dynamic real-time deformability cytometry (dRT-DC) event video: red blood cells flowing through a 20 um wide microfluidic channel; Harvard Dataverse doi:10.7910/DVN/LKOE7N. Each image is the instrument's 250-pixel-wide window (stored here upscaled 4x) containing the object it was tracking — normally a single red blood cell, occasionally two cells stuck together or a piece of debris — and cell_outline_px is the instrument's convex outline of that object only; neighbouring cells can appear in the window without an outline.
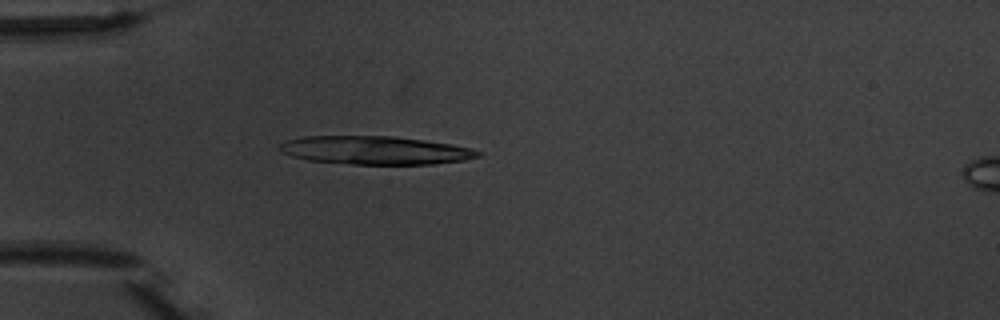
{"species": "common noctule bat (a hibernating species)", "species_latin": "Nyctalus noctula", "temperature_condition": "warm", "stored_images_in_passage": 3, "camera_frame_rate_fps": 3000, "um_per_image_px": 0.085, "animal": {"sex": "male", "body_mass_g": 20.1, "forearm_length_mm": 53.5}, "frame": {"image": 1, "passage_image": 3, "time_ms": 3.0, "image_size_px": [1000, 320], "cell_outline_px": [[480, 156], [464, 160], [432, 164], [352, 164], [308, 160], [292, 156], [280, 152], [276, 148], [280, 144], [288, 140], [304, 136], [392, 136], [424, 140], [452, 144], [468, 148], [480, 152]], "centroid_in_image_um": [31.84, 12.77], "position_along_channel_um": 53.2, "area_um2": 32.6}}